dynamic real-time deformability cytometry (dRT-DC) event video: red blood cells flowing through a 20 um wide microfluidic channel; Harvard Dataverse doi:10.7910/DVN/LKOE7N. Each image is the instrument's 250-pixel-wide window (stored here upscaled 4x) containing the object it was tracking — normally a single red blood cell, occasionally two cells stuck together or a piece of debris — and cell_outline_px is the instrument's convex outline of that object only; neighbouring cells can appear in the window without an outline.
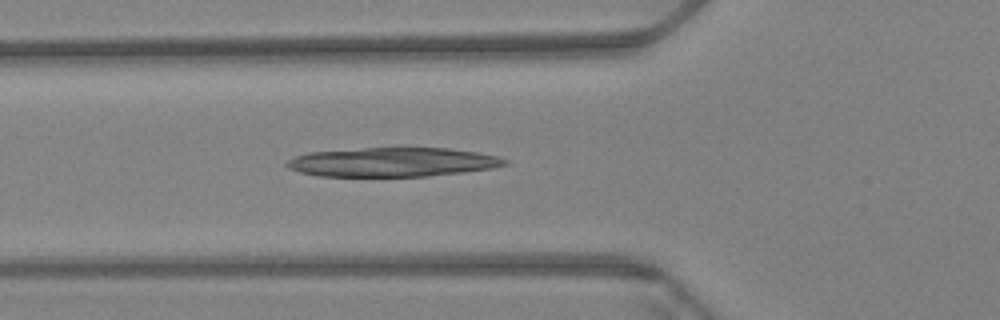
{"species": "Egyptian fruit bat (a non-hibernating species)", "species_latin": "Rousettus aegyptiacus", "temperature_condition": "warm", "stored_images_in_passage": 30, "camera_frame_rate_fps": 3000, "um_per_image_px": 0.085, "animal": {"sex": "female"}, "frame": {"image": 1, "passage_image": 5, "time_ms": 1.333, "image_size_px": [1000, 320], "cell_outline_px": [[508, 164], [492, 168], [464, 172], [428, 176], [320, 176], [300, 172], [288, 168], [284, 164], [288, 160], [296, 156], [312, 152], [364, 148], [448, 148], [476, 152], [500, 156], [508, 160]], "centroid_in_image_um": [33.41, 13.78], "position_along_channel_um": 92.4, "area_um2": 36.88}}
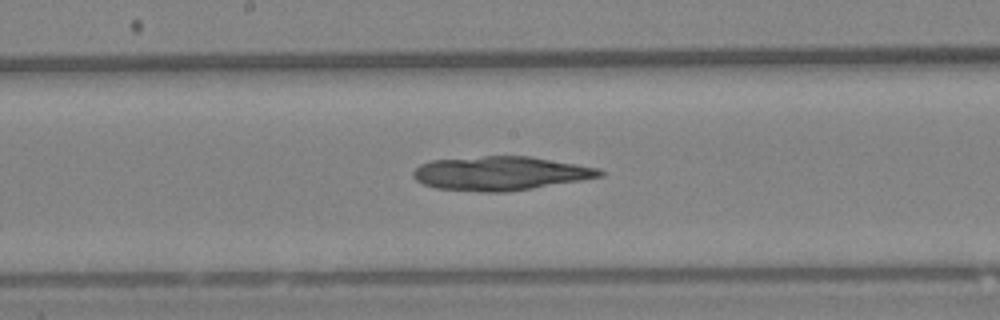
{"frame": {"image": 2, "passage_image": 15, "time_ms": 4.667, "image_size_px": [1000, 320], "cell_outline_px": [[604, 176], [532, 188], [504, 192], [480, 192], [436, 188], [424, 184], [416, 180], [412, 176], [412, 172], [420, 164], [432, 160], [484, 156], [532, 156], [600, 168], [604, 172]], "centroid_in_image_um": [42.53, 14.73], "position_along_channel_um": 205.7, "area_um2": 36.88}}
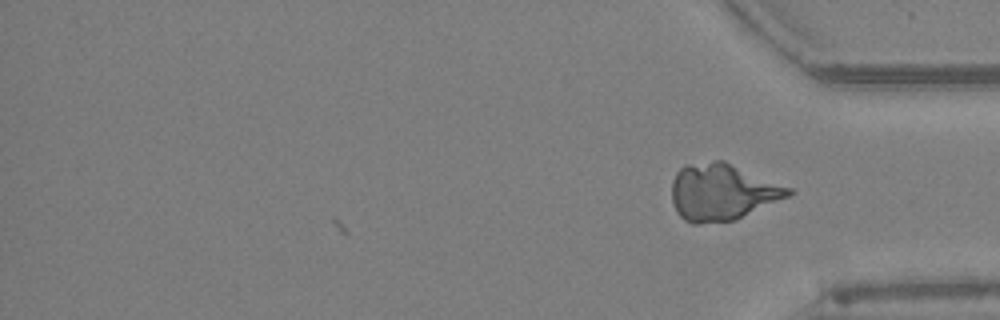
{"frame": {"image": 3, "passage_image": 30, "time_ms": 9.667, "image_size_px": [1000, 320], "cell_outline_px": [[796, 192], [788, 196], [736, 220], [696, 224], [692, 224], [684, 220], [676, 212], [672, 200], [672, 180], [676, 172], [684, 164], [712, 160], [724, 160], [792, 188]], "centroid_in_image_um": [61.37, 16.31], "position_along_channel_um": 373.8, "area_um2": 38.84}}